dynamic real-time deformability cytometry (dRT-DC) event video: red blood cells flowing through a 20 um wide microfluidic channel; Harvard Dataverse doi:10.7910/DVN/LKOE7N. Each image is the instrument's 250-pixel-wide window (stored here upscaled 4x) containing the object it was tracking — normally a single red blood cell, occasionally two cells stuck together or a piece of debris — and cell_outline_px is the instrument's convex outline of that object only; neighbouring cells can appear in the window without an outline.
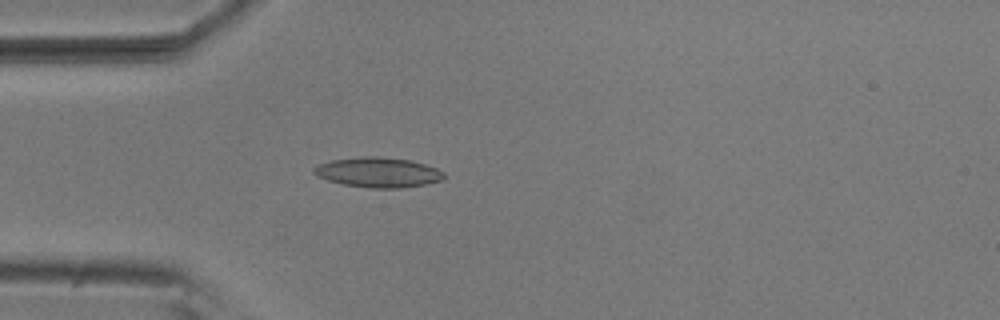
{"species": "common noctule bat (a hibernating species)", "species_latin": "Nyctalus noctula", "temperature_condition": "room temperature", "stored_images_in_passage": 4, "camera_frame_rate_fps": 3000, "um_per_image_px": 0.085, "animal": {"sex": "male", "body_mass_g": 20.5, "forearm_length_mm": 52.5}, "frame": {"image": 1, "passage_image": 4, "time_ms": 1.0, "image_size_px": [1000, 320], "cell_outline_px": [[444, 180], [404, 188], [368, 188], [344, 184], [328, 180], [312, 172], [312, 168], [320, 164], [332, 160], [364, 156], [376, 156], [408, 160], [424, 164], [436, 168], [444, 172]], "centroid_in_image_um": [32.16, 14.65], "position_along_channel_um": 52.8, "area_um2": 22.54}}